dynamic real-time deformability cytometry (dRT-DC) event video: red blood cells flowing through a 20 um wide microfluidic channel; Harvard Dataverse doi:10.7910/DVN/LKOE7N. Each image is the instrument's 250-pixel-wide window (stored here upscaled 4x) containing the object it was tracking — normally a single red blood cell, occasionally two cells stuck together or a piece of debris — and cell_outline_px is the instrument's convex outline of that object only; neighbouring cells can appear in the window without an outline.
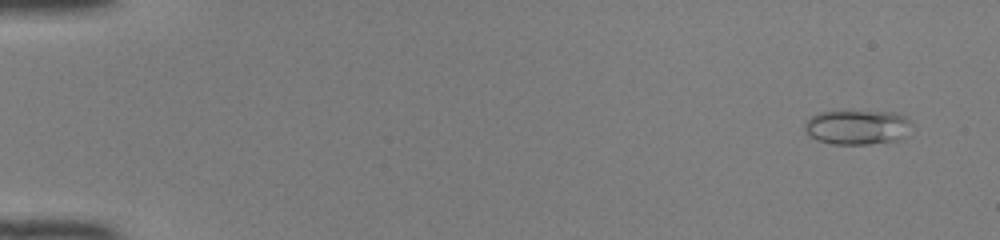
{"species": "common noctule bat (a hibernating species)", "species_latin": "Nyctalus noctula", "temperature_condition": "room temperature", "stored_images_in_passage": 50, "camera_frame_rate_fps": 3000, "um_per_image_px": 0.085, "animal": {"sex": "female", "body_mass_g": 22.0, "forearm_length_mm": 56.7}, "frame": {"image": 1, "passage_image": 4, "time_ms": 1.0, "image_size_px": [1000, 240], "cell_outline_px": [[908, 136], [900, 140], [868, 144], [832, 144], [816, 140], [804, 128], [804, 124], [812, 116], [824, 112], [892, 112], [900, 116], [904, 120]], "centroid_in_image_um": [72.8, 10.85], "position_along_channel_um": 12.2, "area_um2": 20.75}}
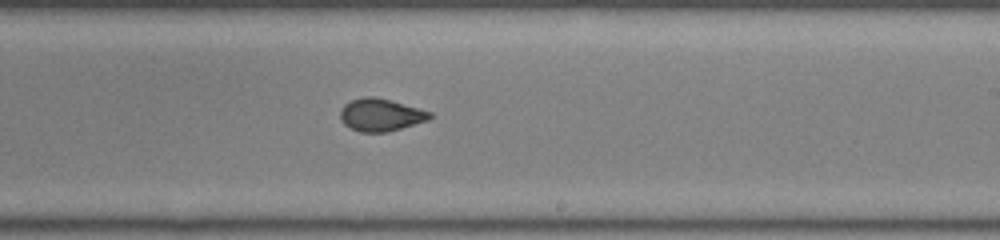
{"frame": {"image": 2, "passage_image": 32, "time_ms": 10.333, "image_size_px": [1000, 240], "cell_outline_px": [[432, 116], [428, 120], [388, 132], [360, 132], [344, 124], [340, 120], [340, 108], [344, 104], [352, 100], [364, 96], [372, 96], [388, 100], [432, 112]], "centroid_in_image_um": [32.32, 9.77], "position_along_channel_um": 256.7, "area_um2": 16.82}}
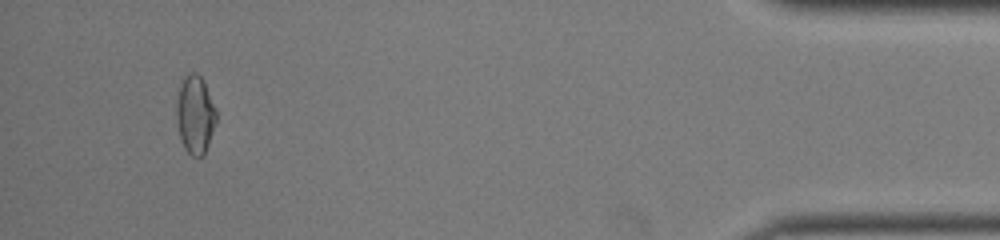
{"frame": {"image": 3, "passage_image": 48, "time_ms": 15.667, "image_size_px": [1000, 240], "cell_outline_px": [[216, 124], [204, 156], [192, 156], [184, 148], [180, 136], [176, 116], [176, 104], [180, 84], [184, 76], [188, 72], [196, 72], [200, 76], [204, 84], [216, 112]], "centroid_in_image_um": [16.57, 9.76], "position_along_channel_um": 418.6, "area_um2": 17.92}, "authors_computed_cell_mechanics": {"area_um2": 17.3111, "velocity_mm_per_s": 4.1631, "shape_relaxation_time_tau1_ms": 4.8889, "shape_relaxation_time_tau2_ms": 0.938, "deformation_change_tau1": 0.1255, "deformation_change_tau2": 0.045}}